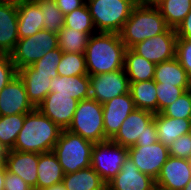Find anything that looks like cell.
<instances>
[{"label": "cell", "instance_id": "1", "mask_svg": "<svg viewBox=\"0 0 191 190\" xmlns=\"http://www.w3.org/2000/svg\"><path fill=\"white\" fill-rule=\"evenodd\" d=\"M126 46L119 33L96 32L88 39L85 61L89 76L124 69Z\"/></svg>", "mask_w": 191, "mask_h": 190}, {"label": "cell", "instance_id": "2", "mask_svg": "<svg viewBox=\"0 0 191 190\" xmlns=\"http://www.w3.org/2000/svg\"><path fill=\"white\" fill-rule=\"evenodd\" d=\"M62 129L37 108L25 115L12 150L45 153L53 151Z\"/></svg>", "mask_w": 191, "mask_h": 190}, {"label": "cell", "instance_id": "3", "mask_svg": "<svg viewBox=\"0 0 191 190\" xmlns=\"http://www.w3.org/2000/svg\"><path fill=\"white\" fill-rule=\"evenodd\" d=\"M169 26L154 4L138 3L124 23L119 36L126 48L155 35L164 33Z\"/></svg>", "mask_w": 191, "mask_h": 190}, {"label": "cell", "instance_id": "4", "mask_svg": "<svg viewBox=\"0 0 191 190\" xmlns=\"http://www.w3.org/2000/svg\"><path fill=\"white\" fill-rule=\"evenodd\" d=\"M154 116L155 114L150 111L135 109L123 121L111 140L125 148L156 143L158 134Z\"/></svg>", "mask_w": 191, "mask_h": 190}, {"label": "cell", "instance_id": "5", "mask_svg": "<svg viewBox=\"0 0 191 190\" xmlns=\"http://www.w3.org/2000/svg\"><path fill=\"white\" fill-rule=\"evenodd\" d=\"M97 32L119 33L128 20L136 0H86Z\"/></svg>", "mask_w": 191, "mask_h": 190}, {"label": "cell", "instance_id": "6", "mask_svg": "<svg viewBox=\"0 0 191 190\" xmlns=\"http://www.w3.org/2000/svg\"><path fill=\"white\" fill-rule=\"evenodd\" d=\"M94 143L80 135L62 130L53 152L65 174L79 171L91 166Z\"/></svg>", "mask_w": 191, "mask_h": 190}, {"label": "cell", "instance_id": "7", "mask_svg": "<svg viewBox=\"0 0 191 190\" xmlns=\"http://www.w3.org/2000/svg\"><path fill=\"white\" fill-rule=\"evenodd\" d=\"M67 130L93 143L108 140L105 137L102 104L92 98L79 101Z\"/></svg>", "mask_w": 191, "mask_h": 190}, {"label": "cell", "instance_id": "8", "mask_svg": "<svg viewBox=\"0 0 191 190\" xmlns=\"http://www.w3.org/2000/svg\"><path fill=\"white\" fill-rule=\"evenodd\" d=\"M58 48V36L42 29L32 36L19 38L9 54L17 70L34 64L49 51Z\"/></svg>", "mask_w": 191, "mask_h": 190}, {"label": "cell", "instance_id": "9", "mask_svg": "<svg viewBox=\"0 0 191 190\" xmlns=\"http://www.w3.org/2000/svg\"><path fill=\"white\" fill-rule=\"evenodd\" d=\"M128 158V148L108 139L94 143L91 156V167L108 184L121 170Z\"/></svg>", "mask_w": 191, "mask_h": 190}, {"label": "cell", "instance_id": "10", "mask_svg": "<svg viewBox=\"0 0 191 190\" xmlns=\"http://www.w3.org/2000/svg\"><path fill=\"white\" fill-rule=\"evenodd\" d=\"M125 69L90 76V98L104 104L114 97L129 93Z\"/></svg>", "mask_w": 191, "mask_h": 190}, {"label": "cell", "instance_id": "11", "mask_svg": "<svg viewBox=\"0 0 191 190\" xmlns=\"http://www.w3.org/2000/svg\"><path fill=\"white\" fill-rule=\"evenodd\" d=\"M176 42V31L169 27L164 33L145 39L131 49L148 61L159 64L176 57Z\"/></svg>", "mask_w": 191, "mask_h": 190}, {"label": "cell", "instance_id": "12", "mask_svg": "<svg viewBox=\"0 0 191 190\" xmlns=\"http://www.w3.org/2000/svg\"><path fill=\"white\" fill-rule=\"evenodd\" d=\"M169 157L168 147L157 141L151 145L133 146L128 148V158L137 166L138 170L144 174L157 179L162 166Z\"/></svg>", "mask_w": 191, "mask_h": 190}, {"label": "cell", "instance_id": "13", "mask_svg": "<svg viewBox=\"0 0 191 190\" xmlns=\"http://www.w3.org/2000/svg\"><path fill=\"white\" fill-rule=\"evenodd\" d=\"M78 103L79 101L73 99L71 95L49 92L36 108L62 130H67L71 125Z\"/></svg>", "mask_w": 191, "mask_h": 190}, {"label": "cell", "instance_id": "14", "mask_svg": "<svg viewBox=\"0 0 191 190\" xmlns=\"http://www.w3.org/2000/svg\"><path fill=\"white\" fill-rule=\"evenodd\" d=\"M191 180V160L169 156L155 180L158 190H183Z\"/></svg>", "mask_w": 191, "mask_h": 190}, {"label": "cell", "instance_id": "15", "mask_svg": "<svg viewBox=\"0 0 191 190\" xmlns=\"http://www.w3.org/2000/svg\"><path fill=\"white\" fill-rule=\"evenodd\" d=\"M34 109L28 100L24 82L18 75L0 90V116L27 114Z\"/></svg>", "mask_w": 191, "mask_h": 190}, {"label": "cell", "instance_id": "16", "mask_svg": "<svg viewBox=\"0 0 191 190\" xmlns=\"http://www.w3.org/2000/svg\"><path fill=\"white\" fill-rule=\"evenodd\" d=\"M102 106L105 137L112 139L119 131L123 121L136 107L130 92L114 97Z\"/></svg>", "mask_w": 191, "mask_h": 190}, {"label": "cell", "instance_id": "17", "mask_svg": "<svg viewBox=\"0 0 191 190\" xmlns=\"http://www.w3.org/2000/svg\"><path fill=\"white\" fill-rule=\"evenodd\" d=\"M112 190H155V179L140 172L134 162L127 158L120 172L107 184Z\"/></svg>", "mask_w": 191, "mask_h": 190}, {"label": "cell", "instance_id": "18", "mask_svg": "<svg viewBox=\"0 0 191 190\" xmlns=\"http://www.w3.org/2000/svg\"><path fill=\"white\" fill-rule=\"evenodd\" d=\"M39 153L8 150L5 155L6 169L21 177L30 187L37 190V165Z\"/></svg>", "mask_w": 191, "mask_h": 190}, {"label": "cell", "instance_id": "19", "mask_svg": "<svg viewBox=\"0 0 191 190\" xmlns=\"http://www.w3.org/2000/svg\"><path fill=\"white\" fill-rule=\"evenodd\" d=\"M17 3L0 0V54H10L17 41L18 35Z\"/></svg>", "mask_w": 191, "mask_h": 190}, {"label": "cell", "instance_id": "20", "mask_svg": "<svg viewBox=\"0 0 191 190\" xmlns=\"http://www.w3.org/2000/svg\"><path fill=\"white\" fill-rule=\"evenodd\" d=\"M17 75L24 82L28 100L36 108L50 92V81L59 74L36 73L31 66L17 70Z\"/></svg>", "mask_w": 191, "mask_h": 190}, {"label": "cell", "instance_id": "21", "mask_svg": "<svg viewBox=\"0 0 191 190\" xmlns=\"http://www.w3.org/2000/svg\"><path fill=\"white\" fill-rule=\"evenodd\" d=\"M50 92L71 95L81 101L90 98V76H56L50 81Z\"/></svg>", "mask_w": 191, "mask_h": 190}, {"label": "cell", "instance_id": "22", "mask_svg": "<svg viewBox=\"0 0 191 190\" xmlns=\"http://www.w3.org/2000/svg\"><path fill=\"white\" fill-rule=\"evenodd\" d=\"M18 9V35L25 38L44 29L43 13L33 1L17 3Z\"/></svg>", "mask_w": 191, "mask_h": 190}, {"label": "cell", "instance_id": "23", "mask_svg": "<svg viewBox=\"0 0 191 190\" xmlns=\"http://www.w3.org/2000/svg\"><path fill=\"white\" fill-rule=\"evenodd\" d=\"M62 166L53 151L40 153L37 165V190H42L63 182Z\"/></svg>", "mask_w": 191, "mask_h": 190}, {"label": "cell", "instance_id": "24", "mask_svg": "<svg viewBox=\"0 0 191 190\" xmlns=\"http://www.w3.org/2000/svg\"><path fill=\"white\" fill-rule=\"evenodd\" d=\"M154 120L158 141L166 147H169L179 136L190 132V119L167 117L160 112L155 114Z\"/></svg>", "mask_w": 191, "mask_h": 190}, {"label": "cell", "instance_id": "25", "mask_svg": "<svg viewBox=\"0 0 191 190\" xmlns=\"http://www.w3.org/2000/svg\"><path fill=\"white\" fill-rule=\"evenodd\" d=\"M153 80L163 85L191 87V78L176 57L156 64Z\"/></svg>", "mask_w": 191, "mask_h": 190}, {"label": "cell", "instance_id": "26", "mask_svg": "<svg viewBox=\"0 0 191 190\" xmlns=\"http://www.w3.org/2000/svg\"><path fill=\"white\" fill-rule=\"evenodd\" d=\"M156 64L126 48L124 69L129 82L149 81L154 78Z\"/></svg>", "mask_w": 191, "mask_h": 190}, {"label": "cell", "instance_id": "27", "mask_svg": "<svg viewBox=\"0 0 191 190\" xmlns=\"http://www.w3.org/2000/svg\"><path fill=\"white\" fill-rule=\"evenodd\" d=\"M62 183L65 190H103L107 186L91 166L65 174Z\"/></svg>", "mask_w": 191, "mask_h": 190}, {"label": "cell", "instance_id": "28", "mask_svg": "<svg viewBox=\"0 0 191 190\" xmlns=\"http://www.w3.org/2000/svg\"><path fill=\"white\" fill-rule=\"evenodd\" d=\"M129 92L134 101L136 109L157 113L156 82L149 81L129 82Z\"/></svg>", "mask_w": 191, "mask_h": 190}, {"label": "cell", "instance_id": "29", "mask_svg": "<svg viewBox=\"0 0 191 190\" xmlns=\"http://www.w3.org/2000/svg\"><path fill=\"white\" fill-rule=\"evenodd\" d=\"M154 5L167 25L173 29H176L191 11V0H157Z\"/></svg>", "mask_w": 191, "mask_h": 190}, {"label": "cell", "instance_id": "30", "mask_svg": "<svg viewBox=\"0 0 191 190\" xmlns=\"http://www.w3.org/2000/svg\"><path fill=\"white\" fill-rule=\"evenodd\" d=\"M94 33H84L73 28L63 27L58 36V47L63 52L85 54L88 39Z\"/></svg>", "mask_w": 191, "mask_h": 190}, {"label": "cell", "instance_id": "31", "mask_svg": "<svg viewBox=\"0 0 191 190\" xmlns=\"http://www.w3.org/2000/svg\"><path fill=\"white\" fill-rule=\"evenodd\" d=\"M26 114L0 116V144L8 151L14 148Z\"/></svg>", "mask_w": 191, "mask_h": 190}, {"label": "cell", "instance_id": "32", "mask_svg": "<svg viewBox=\"0 0 191 190\" xmlns=\"http://www.w3.org/2000/svg\"><path fill=\"white\" fill-rule=\"evenodd\" d=\"M43 13L44 29L57 34L64 27V15L55 0H33Z\"/></svg>", "mask_w": 191, "mask_h": 190}, {"label": "cell", "instance_id": "33", "mask_svg": "<svg viewBox=\"0 0 191 190\" xmlns=\"http://www.w3.org/2000/svg\"><path fill=\"white\" fill-rule=\"evenodd\" d=\"M57 71L59 76L88 75L85 54L63 52Z\"/></svg>", "mask_w": 191, "mask_h": 190}, {"label": "cell", "instance_id": "34", "mask_svg": "<svg viewBox=\"0 0 191 190\" xmlns=\"http://www.w3.org/2000/svg\"><path fill=\"white\" fill-rule=\"evenodd\" d=\"M64 27L73 28L76 31L78 30L84 33L97 32L86 3L64 16Z\"/></svg>", "mask_w": 191, "mask_h": 190}, {"label": "cell", "instance_id": "35", "mask_svg": "<svg viewBox=\"0 0 191 190\" xmlns=\"http://www.w3.org/2000/svg\"><path fill=\"white\" fill-rule=\"evenodd\" d=\"M161 113L167 117L191 119V89L165 107Z\"/></svg>", "mask_w": 191, "mask_h": 190}, {"label": "cell", "instance_id": "36", "mask_svg": "<svg viewBox=\"0 0 191 190\" xmlns=\"http://www.w3.org/2000/svg\"><path fill=\"white\" fill-rule=\"evenodd\" d=\"M190 89L191 87H178L175 85H163V83H156L157 113H160L165 107Z\"/></svg>", "mask_w": 191, "mask_h": 190}, {"label": "cell", "instance_id": "37", "mask_svg": "<svg viewBox=\"0 0 191 190\" xmlns=\"http://www.w3.org/2000/svg\"><path fill=\"white\" fill-rule=\"evenodd\" d=\"M63 51L58 47L49 51L41 59L30 65L36 73L58 74L57 67L62 58Z\"/></svg>", "mask_w": 191, "mask_h": 190}, {"label": "cell", "instance_id": "38", "mask_svg": "<svg viewBox=\"0 0 191 190\" xmlns=\"http://www.w3.org/2000/svg\"><path fill=\"white\" fill-rule=\"evenodd\" d=\"M169 156L191 160V135H181L168 147Z\"/></svg>", "mask_w": 191, "mask_h": 190}, {"label": "cell", "instance_id": "39", "mask_svg": "<svg viewBox=\"0 0 191 190\" xmlns=\"http://www.w3.org/2000/svg\"><path fill=\"white\" fill-rule=\"evenodd\" d=\"M176 58L191 78V39L177 38Z\"/></svg>", "mask_w": 191, "mask_h": 190}, {"label": "cell", "instance_id": "40", "mask_svg": "<svg viewBox=\"0 0 191 190\" xmlns=\"http://www.w3.org/2000/svg\"><path fill=\"white\" fill-rule=\"evenodd\" d=\"M17 69L11 61L10 55L0 54V90L5 87L15 76Z\"/></svg>", "mask_w": 191, "mask_h": 190}, {"label": "cell", "instance_id": "41", "mask_svg": "<svg viewBox=\"0 0 191 190\" xmlns=\"http://www.w3.org/2000/svg\"><path fill=\"white\" fill-rule=\"evenodd\" d=\"M4 190H34L21 177L6 169Z\"/></svg>", "mask_w": 191, "mask_h": 190}, {"label": "cell", "instance_id": "42", "mask_svg": "<svg viewBox=\"0 0 191 190\" xmlns=\"http://www.w3.org/2000/svg\"><path fill=\"white\" fill-rule=\"evenodd\" d=\"M55 2L65 16L73 10L82 7L86 3V0H55Z\"/></svg>", "mask_w": 191, "mask_h": 190}, {"label": "cell", "instance_id": "43", "mask_svg": "<svg viewBox=\"0 0 191 190\" xmlns=\"http://www.w3.org/2000/svg\"><path fill=\"white\" fill-rule=\"evenodd\" d=\"M177 38L191 39V11L175 29Z\"/></svg>", "mask_w": 191, "mask_h": 190}, {"label": "cell", "instance_id": "44", "mask_svg": "<svg viewBox=\"0 0 191 190\" xmlns=\"http://www.w3.org/2000/svg\"><path fill=\"white\" fill-rule=\"evenodd\" d=\"M5 173H6V166L0 169V190H4Z\"/></svg>", "mask_w": 191, "mask_h": 190}, {"label": "cell", "instance_id": "45", "mask_svg": "<svg viewBox=\"0 0 191 190\" xmlns=\"http://www.w3.org/2000/svg\"><path fill=\"white\" fill-rule=\"evenodd\" d=\"M42 190H65V187H64L63 183H59V184H56L54 186H51V187H48V188H45Z\"/></svg>", "mask_w": 191, "mask_h": 190}, {"label": "cell", "instance_id": "46", "mask_svg": "<svg viewBox=\"0 0 191 190\" xmlns=\"http://www.w3.org/2000/svg\"><path fill=\"white\" fill-rule=\"evenodd\" d=\"M138 3L154 4L157 0H136Z\"/></svg>", "mask_w": 191, "mask_h": 190}, {"label": "cell", "instance_id": "47", "mask_svg": "<svg viewBox=\"0 0 191 190\" xmlns=\"http://www.w3.org/2000/svg\"><path fill=\"white\" fill-rule=\"evenodd\" d=\"M5 166V156H0V169Z\"/></svg>", "mask_w": 191, "mask_h": 190}, {"label": "cell", "instance_id": "48", "mask_svg": "<svg viewBox=\"0 0 191 190\" xmlns=\"http://www.w3.org/2000/svg\"><path fill=\"white\" fill-rule=\"evenodd\" d=\"M7 150L0 144V156H5Z\"/></svg>", "mask_w": 191, "mask_h": 190}, {"label": "cell", "instance_id": "49", "mask_svg": "<svg viewBox=\"0 0 191 190\" xmlns=\"http://www.w3.org/2000/svg\"><path fill=\"white\" fill-rule=\"evenodd\" d=\"M1 1H7V2H12V3H20V2L30 1V0H1Z\"/></svg>", "mask_w": 191, "mask_h": 190}, {"label": "cell", "instance_id": "50", "mask_svg": "<svg viewBox=\"0 0 191 190\" xmlns=\"http://www.w3.org/2000/svg\"><path fill=\"white\" fill-rule=\"evenodd\" d=\"M183 190H191V180L189 183L183 188Z\"/></svg>", "mask_w": 191, "mask_h": 190}, {"label": "cell", "instance_id": "51", "mask_svg": "<svg viewBox=\"0 0 191 190\" xmlns=\"http://www.w3.org/2000/svg\"><path fill=\"white\" fill-rule=\"evenodd\" d=\"M103 190H112L109 186H106Z\"/></svg>", "mask_w": 191, "mask_h": 190}]
</instances>
